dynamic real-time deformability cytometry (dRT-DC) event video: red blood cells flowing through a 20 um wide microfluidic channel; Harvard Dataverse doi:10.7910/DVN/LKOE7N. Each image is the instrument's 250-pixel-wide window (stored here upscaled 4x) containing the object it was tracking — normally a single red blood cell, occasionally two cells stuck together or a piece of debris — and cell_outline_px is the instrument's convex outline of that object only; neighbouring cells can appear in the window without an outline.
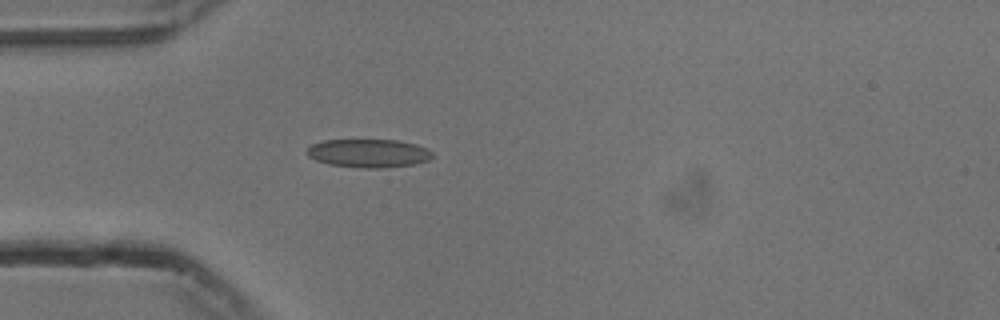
{"species": "common noctule bat (a hibernating species)", "species_latin": "Nyctalus noctula", "temperature_condition": "cold", "stored_images_in_passage": 26, "camera_frame_rate_fps": 3000, "um_per_image_px": 0.085, "animal": {"sex": "male", "body_mass_g": 13.3}, "frame": {"image": 1, "passage_image": 3, "time_ms": 0.667, "image_size_px": [1000, 320], "cell_outline_px": [[432, 156], [428, 160], [412, 164], [380, 168], [364, 168], [328, 164], [316, 160], [308, 156], [304, 152], [312, 144], [324, 140], [396, 140], [416, 144], [428, 148], [432, 152]], "centroid_in_image_um": [31.3, 13.02], "position_along_channel_um": 53.7, "area_um2": 20.69}}
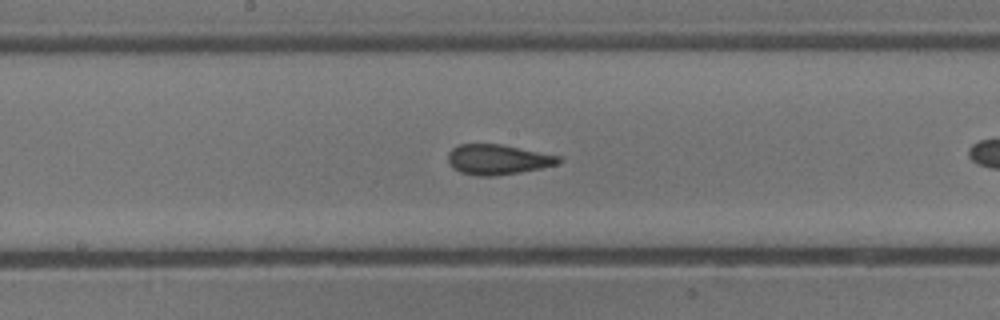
{"frame": {"image": 2, "passage_image": 12, "time_ms": 3.667, "image_size_px": [1000, 320], "cell_outline_px": [[560, 160], [556, 164], [540, 168], [520, 172], [496, 176], [480, 176], [460, 172], [452, 168], [448, 164], [448, 152], [456, 144], [500, 144], [560, 156]], "centroid_in_image_um": [42.24, 13.56], "position_along_channel_um": 206.0, "area_um2": 19.36}}
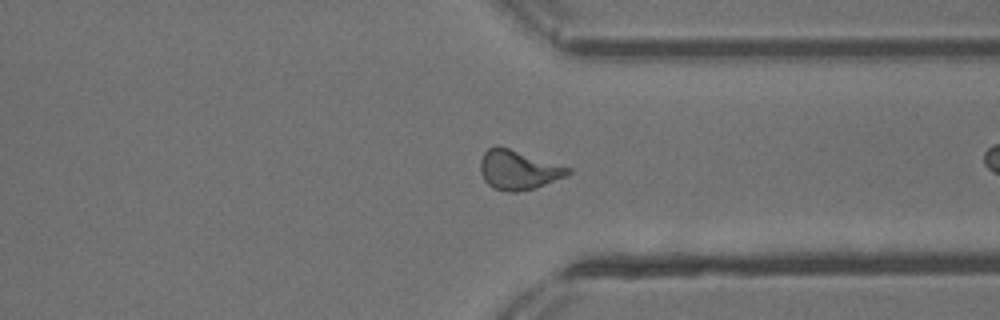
{"frame": {"image": 3, "passage_image": 25, "time_ms": 8.0, "image_size_px": [1000, 320], "cell_outline_px": [[572, 172], [564, 176], [544, 184], [532, 188], [516, 192], [508, 192], [492, 188], [484, 180], [480, 172], [480, 160], [484, 152], [488, 148], [508, 148], [572, 168]], "centroid_in_image_um": [44.03, 14.46], "position_along_channel_um": 367.4, "area_um2": 19.65}}